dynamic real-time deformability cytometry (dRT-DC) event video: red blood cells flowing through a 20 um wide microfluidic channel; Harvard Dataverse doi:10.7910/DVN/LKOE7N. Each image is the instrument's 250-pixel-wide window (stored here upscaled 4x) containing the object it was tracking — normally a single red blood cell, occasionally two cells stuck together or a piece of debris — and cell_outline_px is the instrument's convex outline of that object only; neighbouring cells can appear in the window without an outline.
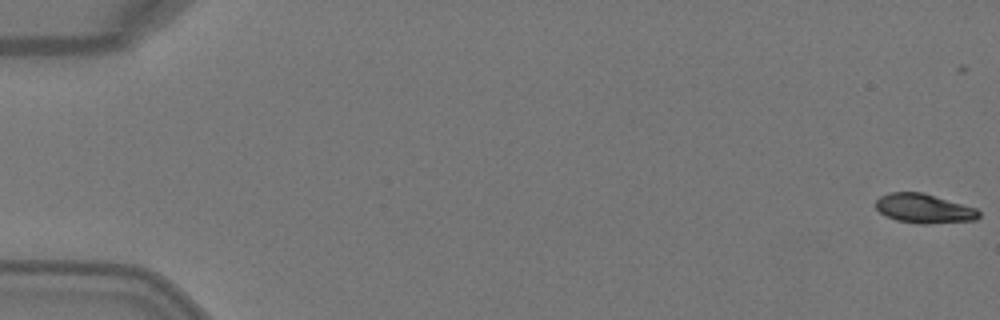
{"species": "Egyptian fruit bat (a non-hibernating species)", "species_latin": "Rousettus aegyptiacus", "temperature_condition": "warm", "stored_images_in_passage": 5, "camera_frame_rate_fps": 3000, "um_per_image_px": 0.085, "animal": {"sex": "female"}, "frame": {"image": 1, "passage_image": 1, "time_ms": 0.0, "image_size_px": [1000, 320], "cell_outline_px": [[980, 216], [976, 220], [924, 224], [896, 220], [884, 216], [876, 208], [876, 200], [880, 196], [888, 192], [924, 192], [976, 208], [980, 212]], "centroid_in_image_um": [78.53, 17.71], "position_along_channel_um": 6.5, "area_um2": 17.69}}
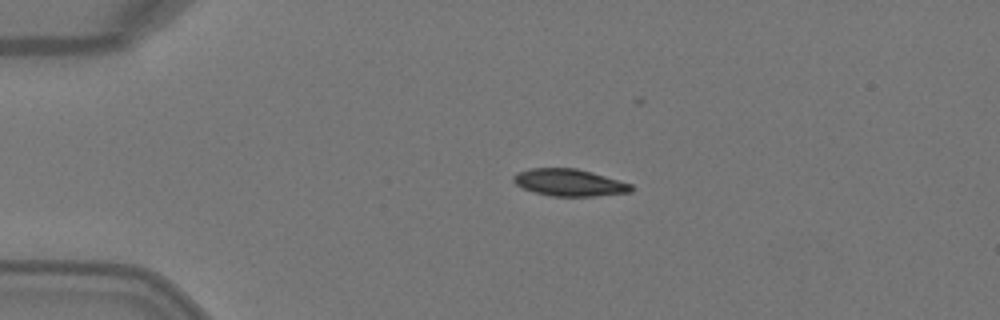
{"frame": {"image": 2, "passage_image": 4, "time_ms": 1.0, "image_size_px": [1000, 320], "cell_outline_px": [[632, 192], [596, 196], [548, 196], [524, 188], [516, 184], [512, 180], [512, 176], [528, 168], [576, 168], [592, 172], [632, 184]], "centroid_in_image_um": [48.4, 15.52], "position_along_channel_um": 36.6, "area_um2": 18.5}}